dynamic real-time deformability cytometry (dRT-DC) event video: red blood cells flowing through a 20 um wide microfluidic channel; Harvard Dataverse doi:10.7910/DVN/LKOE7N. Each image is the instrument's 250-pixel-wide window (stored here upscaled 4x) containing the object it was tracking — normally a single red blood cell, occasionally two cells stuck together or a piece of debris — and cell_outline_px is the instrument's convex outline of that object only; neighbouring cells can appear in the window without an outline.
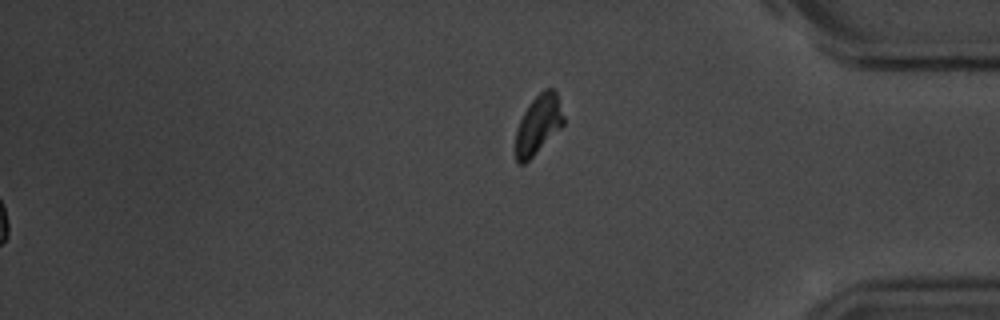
{"species": "common noctule bat (a hibernating species)", "species_latin": "Nyctalus noctula", "temperature_condition": "room temperature", "stored_images_in_passage": 58, "segment_of_instrument_passage": [2, 2], "camera_frame_rate_fps": 3000, "um_per_image_px": 0.085, "animal": {"sex": "male", "body_mass_g": 20.1, "forearm_length_mm": 53.5}, "frame": {"image": 1, "passage_image": 58, "time_ms": 19.0, "image_size_px": [1000, 320], "cell_outline_px": [[564, 124], [524, 164], [516, 164], [516, 132], [520, 120], [528, 104], [544, 88], [552, 88], [556, 92], [564, 116]], "centroid_in_image_um": [45.75, 10.56], "position_along_channel_um": 389.5, "area_um2": 16.18}}